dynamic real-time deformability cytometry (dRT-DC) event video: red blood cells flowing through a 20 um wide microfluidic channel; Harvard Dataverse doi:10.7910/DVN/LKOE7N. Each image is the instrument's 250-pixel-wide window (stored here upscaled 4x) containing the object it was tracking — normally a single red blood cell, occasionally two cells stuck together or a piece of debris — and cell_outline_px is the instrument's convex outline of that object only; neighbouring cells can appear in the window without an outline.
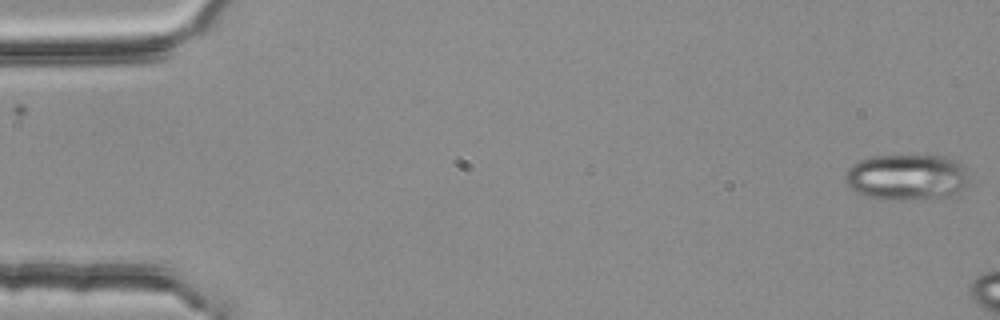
{"species": "common noctule bat (a hibernating species)", "species_latin": "Nyctalus noctula", "temperature_condition": "room temperature", "stored_images_in_passage": 5, "segment_of_instrument_passage": [2, 2], "camera_frame_rate_fps": 3000, "um_per_image_px": 0.085, "animal": {"sex": "female", "body_mass_g": 25.1}, "frame": {"image": 1, "passage_image": 5, "time_ms": 1.333, "image_size_px": [1000, 320], "cell_outline_px": [[968, 184], [964, 188], [948, 196], [900, 200], [880, 200], [856, 192], [848, 184], [844, 176], [848, 168], [852, 164], [860, 160], [872, 156], [944, 156], [956, 160], [964, 164], [968, 180]], "centroid_in_image_um": [77.08, 15.05], "position_along_channel_um": 7.9, "area_um2": 33.18}}